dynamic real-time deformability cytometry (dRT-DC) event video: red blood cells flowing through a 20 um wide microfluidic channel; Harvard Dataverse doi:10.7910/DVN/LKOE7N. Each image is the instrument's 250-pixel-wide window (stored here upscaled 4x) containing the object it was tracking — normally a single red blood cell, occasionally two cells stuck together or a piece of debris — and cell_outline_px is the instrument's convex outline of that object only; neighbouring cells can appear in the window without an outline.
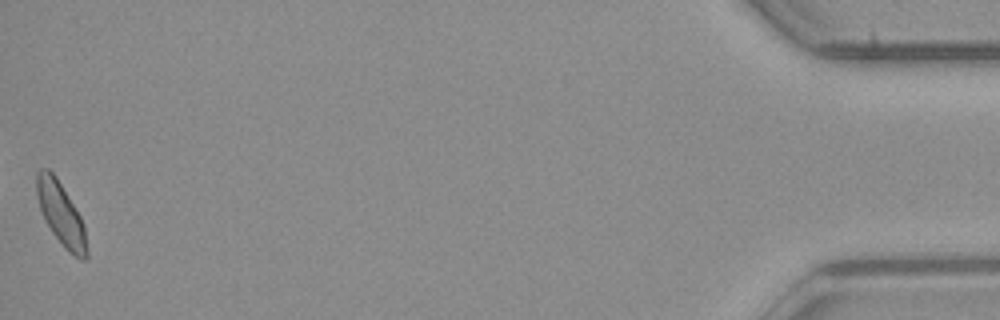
{"species": "common noctule bat (a hibernating species)", "species_latin": "Nyctalus noctula", "temperature_condition": "room temperature", "stored_images_in_passage": 53, "camera_frame_rate_fps": 3000, "um_per_image_px": 0.085, "animal": {"sex": "male", "body_mass_g": 23.1, "forearm_length_mm": 52.7}, "frame": {"image": 1, "passage_image": 53, "time_ms": 17.333, "image_size_px": [1000, 320], "cell_outline_px": [[88, 256], [84, 260], [80, 260], [64, 248], [52, 232], [40, 208], [36, 196], [36, 172], [40, 168], [48, 168], [56, 176], [80, 216], [84, 224], [88, 252]], "centroid_in_image_um": [5.18, 18.18], "position_along_channel_um": 430.0, "area_um2": 18.26}, "authors_computed_cell_mechanics": {"area_um2": 18.3804, "velocity_mm_per_s": 3.8603, "shape_relaxation_time_tau1_ms": 10.8467, "shape_relaxation_time_tau2_ms": 6.5123, "deformation_change_tau1": 0.1016, "deformation_change_tau2": 0.1007}}